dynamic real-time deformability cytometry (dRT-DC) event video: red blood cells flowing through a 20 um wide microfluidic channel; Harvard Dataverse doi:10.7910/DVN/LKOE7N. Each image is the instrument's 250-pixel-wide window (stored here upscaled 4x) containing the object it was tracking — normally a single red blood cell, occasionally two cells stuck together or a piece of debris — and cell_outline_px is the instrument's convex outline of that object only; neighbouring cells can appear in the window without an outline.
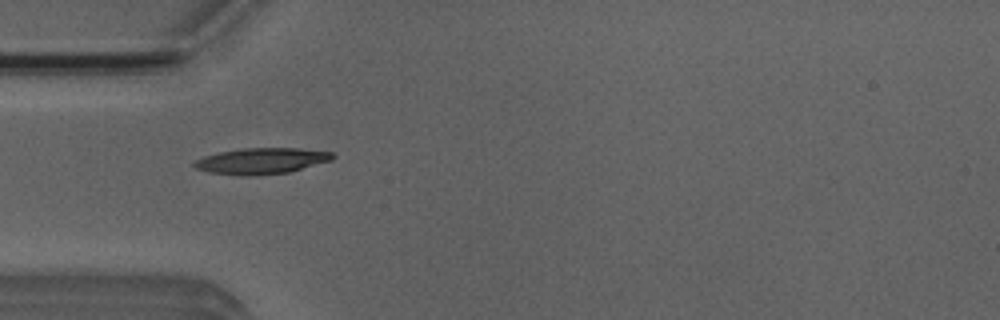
{"species": "Egyptian fruit bat (a non-hibernating species)", "species_latin": "Rousettus aegyptiacus", "temperature_condition": "room temperature", "stored_images_in_passage": 6, "camera_frame_rate_fps": 3000, "um_per_image_px": 0.085, "animal": {"sex": "male"}, "frame": {"image": 1, "passage_image": 4, "time_ms": 4.333, "image_size_px": [1000, 320], "cell_outline_px": [[336, 156], [332, 160], [288, 172], [252, 176], [240, 176], [208, 172], [196, 168], [192, 164], [196, 160], [204, 156], [220, 152], [240, 148], [296, 148], [332, 152]], "centroid_in_image_um": [22.21, 13.68], "position_along_channel_um": 62.8, "area_um2": 20.98}}